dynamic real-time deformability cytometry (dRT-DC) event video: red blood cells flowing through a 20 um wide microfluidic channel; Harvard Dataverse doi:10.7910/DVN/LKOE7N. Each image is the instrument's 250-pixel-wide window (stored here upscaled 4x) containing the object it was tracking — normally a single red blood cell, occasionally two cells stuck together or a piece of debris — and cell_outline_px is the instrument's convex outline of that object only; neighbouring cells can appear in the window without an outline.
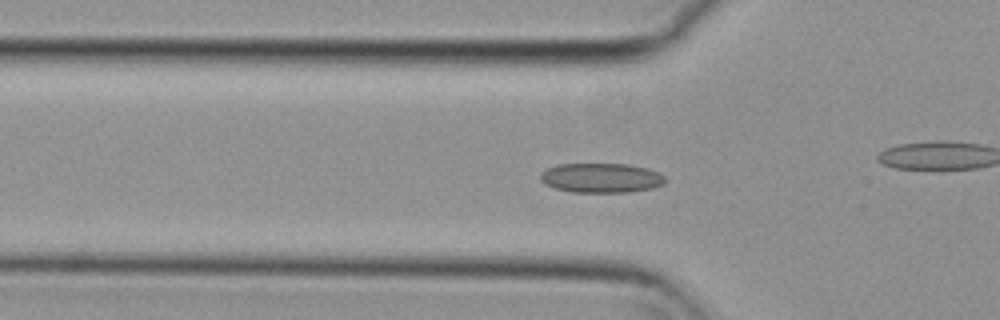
{"species": "common noctule bat (a hibernating species)", "species_latin": "Nyctalus noctula", "temperature_condition": "cold", "stored_images_in_passage": 56, "camera_frame_rate_fps": 3000, "um_per_image_px": 0.085, "animal": {"sex": "female", "body_mass_g": 29.2, "forearm_length_mm": 56.3}, "frame": {"image": 1, "passage_image": 18, "time_ms": 5.667, "image_size_px": [1000, 320], "cell_outline_px": [[668, 180], [664, 184], [652, 188], [628, 192], [572, 192], [556, 188], [544, 184], [540, 180], [540, 172], [556, 164], [628, 164], [648, 168], [664, 176]], "centroid_in_image_um": [51.1, 15.12], "position_along_channel_um": 74.7, "area_um2": 21.62}}
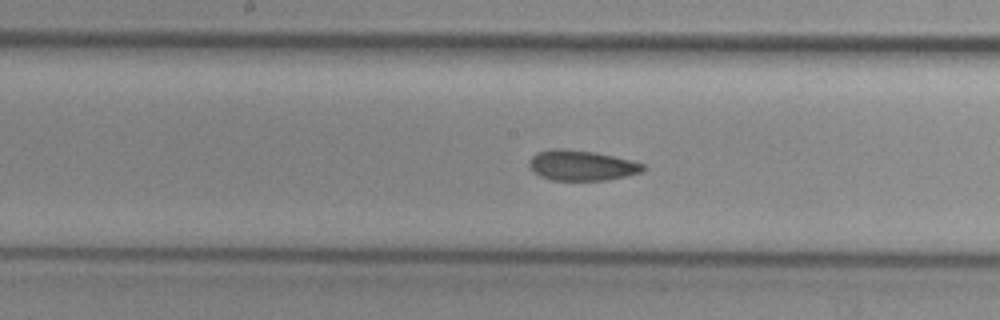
{"frame": {"image": 2, "passage_image": 28, "time_ms": 9.0, "image_size_px": [1000, 320], "cell_outline_px": [[648, 168], [644, 172], [608, 180], [552, 180], [540, 176], [532, 172], [528, 164], [528, 160], [536, 152], [552, 148], [560, 148], [596, 152], [632, 160], [644, 164]], "centroid_in_image_um": [49.45, 14.05], "position_along_channel_um": 198.8, "area_um2": 20.52}}
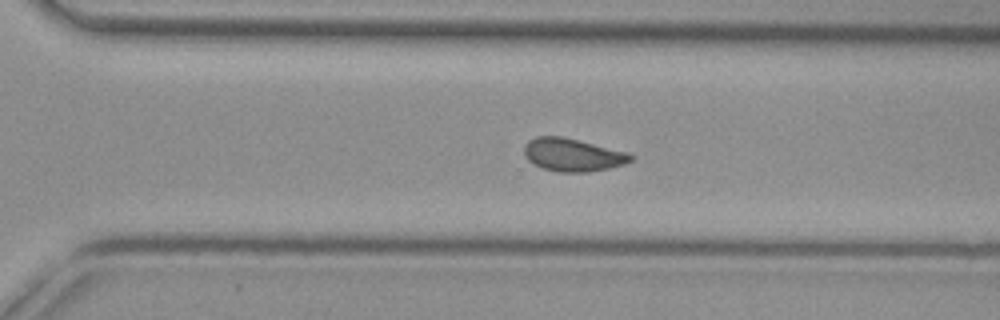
{"frame": {"image": 3, "passage_image": 38, "time_ms": 12.333, "image_size_px": [1000, 320], "cell_outline_px": [[636, 156], [632, 160], [624, 164], [608, 168], [588, 172], [560, 172], [544, 168], [532, 164], [524, 156], [524, 144], [528, 140], [536, 136], [560, 136], [628, 152]], "centroid_in_image_um": [48.66, 13.16], "position_along_channel_um": 321.9, "area_um2": 20.46}, "authors_computed_cell_mechanics": {"area_um2": 20.4323, "velocity_mm_per_s": 3.7065, "shape_relaxation_time_tau1_ms": null, "shape_relaxation_time_tau2_ms": 1.8972, "deformation_change_tau1": null, "deformation_change_tau2": 0.0786}}